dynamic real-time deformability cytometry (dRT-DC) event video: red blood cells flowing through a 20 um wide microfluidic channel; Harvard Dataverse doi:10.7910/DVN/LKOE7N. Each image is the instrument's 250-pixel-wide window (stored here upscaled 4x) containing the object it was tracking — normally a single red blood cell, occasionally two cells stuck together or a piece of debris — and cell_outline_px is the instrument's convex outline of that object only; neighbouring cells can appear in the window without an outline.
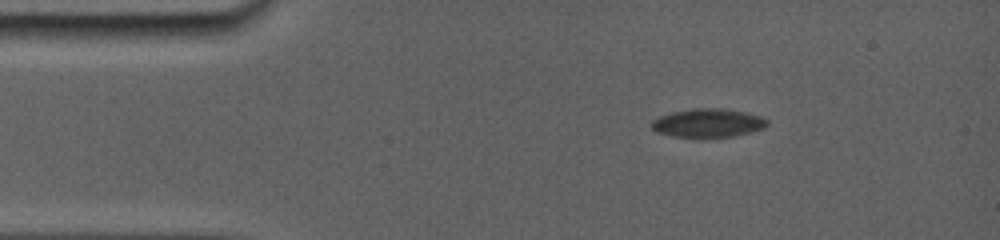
{"species": "common noctule bat (a hibernating species)", "species_latin": "Nyctalus noctula", "temperature_condition": "room temperature", "stored_images_in_passage": 45, "camera_frame_rate_fps": 5000, "um_per_image_px": 0.085, "animal": {"sex": "female", "body_mass_g": 19.0, "forearm_length_mm": 56.7}, "frame": {"image": 1, "passage_image": 1, "time_ms": 0.0, "image_size_px": [1000, 240], "cell_outline_px": [[768, 124], [764, 128], [748, 132], [724, 136], [680, 136], [660, 132], [652, 128], [652, 120], [660, 116], [672, 112], [696, 108], [720, 108], [740, 112], [756, 116], [768, 120]], "centroid_in_image_um": [60.15, 10.43], "position_along_channel_um": 24.8, "area_um2": 18.21}}
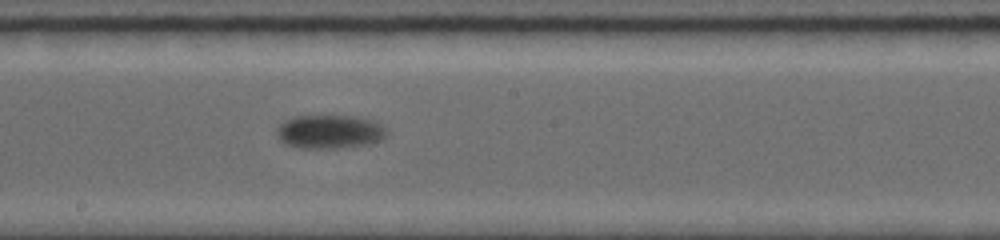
{"frame": {"image": 2, "passage_image": 26, "time_ms": 7.0, "image_size_px": [1000, 240], "cell_outline_px": [[384, 136], [368, 144], [332, 148], [308, 148], [288, 144], [280, 140], [276, 132], [280, 124], [284, 120], [296, 116], [352, 116], [368, 120], [380, 124], [384, 128]], "centroid_in_image_um": [27.95, 11.18], "position_along_channel_um": 220.3, "area_um2": 20.81}}
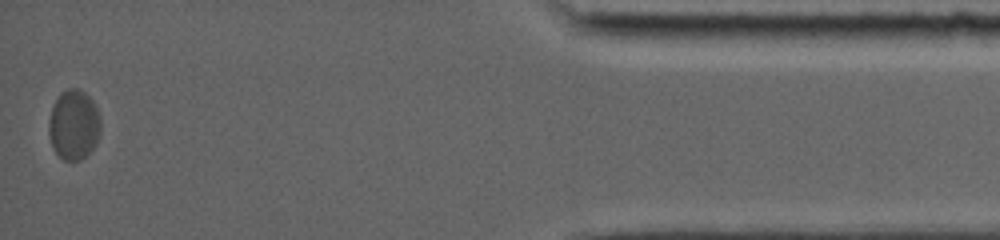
{"frame": {"image": 3, "passage_image": 45, "time_ms": 14.6, "image_size_px": [1000, 240], "cell_outline_px": [[100, 132], [96, 144], [80, 160], [64, 160], [56, 152], [52, 144], [48, 132], [48, 124], [52, 104], [60, 92], [68, 88], [76, 88], [84, 92], [92, 100], [100, 116]], "centroid_in_image_um": [6.26, 10.57], "position_along_channel_um": 428.9, "area_um2": 21.1}, "authors_computed_cell_mechanics": {"area_um2": 20.2878, "velocity_mm_per_s": 3.5866, "shape_relaxation_time_tau1_ms": 3.0571, "shape_relaxation_time_tau2_ms": null, "deformation_change_tau1": 0.0896, "deformation_change_tau2": null}}